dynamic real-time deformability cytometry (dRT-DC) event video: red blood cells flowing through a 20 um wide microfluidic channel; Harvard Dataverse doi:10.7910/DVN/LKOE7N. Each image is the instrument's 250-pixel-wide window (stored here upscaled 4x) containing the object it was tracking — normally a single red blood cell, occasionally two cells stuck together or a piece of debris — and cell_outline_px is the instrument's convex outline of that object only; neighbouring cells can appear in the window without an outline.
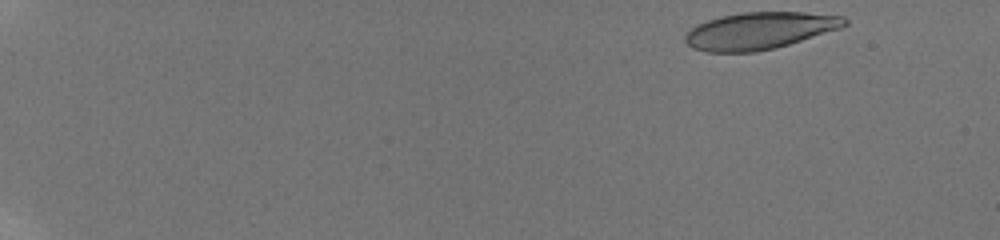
{"species": "human", "species_latin": "Homo sapiens", "temperature_condition": "room temperature", "stored_images_in_passage": 52, "camera_frame_rate_fps": 3000, "um_per_image_px": 0.085, "donor": {"sex": "male"}, "frame": {"image": 1, "passage_image": 1, "time_ms": 0.0, "image_size_px": [1000, 240], "cell_outline_px": [[848, 24], [840, 28], [788, 44], [756, 52], [708, 52], [692, 48], [684, 40], [684, 36], [696, 24], [720, 16], [744, 12], [804, 12], [844, 16], [848, 20]], "centroid_in_image_um": [64.55, 2.6], "position_along_channel_um": 20.4, "area_um2": 34.22}}
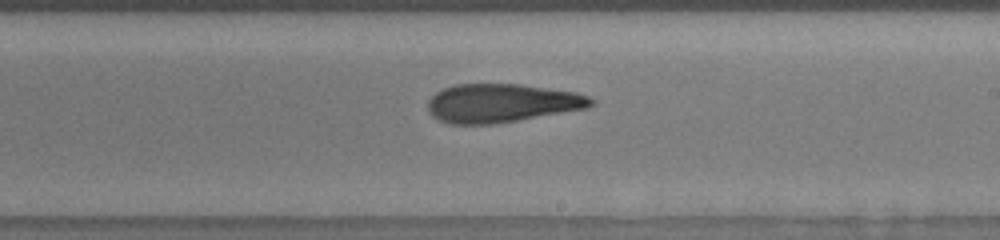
{"frame": {"image": 2, "passage_image": 33, "time_ms": 10.667, "image_size_px": [1000, 240], "cell_outline_px": [[596, 104], [588, 108], [492, 124], [448, 124], [432, 116], [428, 112], [428, 100], [436, 92], [444, 88], [456, 84], [520, 84], [576, 92], [588, 96], [596, 100]], "centroid_in_image_um": [42.65, 8.76], "position_along_channel_um": 246.4, "area_um2": 36.7}}
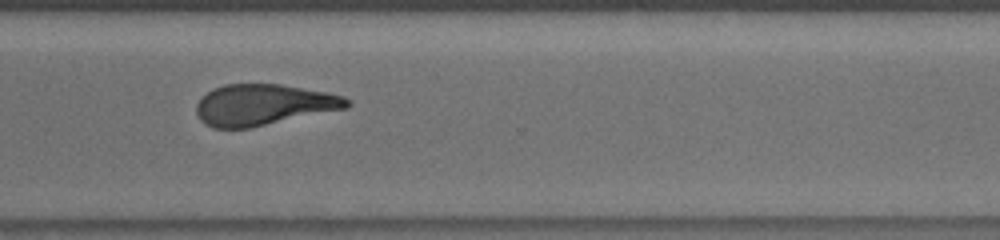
{"frame": {"image": 3, "passage_image": 41, "time_ms": 13.333, "image_size_px": [1000, 240], "cell_outline_px": [[352, 104], [348, 108], [248, 128], [212, 128], [204, 124], [200, 120], [196, 112], [196, 104], [212, 88], [224, 84], [280, 84], [328, 92], [344, 96], [352, 100]], "centroid_in_image_um": [22.42, 8.9], "position_along_channel_um": 348.2, "area_um2": 36.18}, "authors_computed_cell_mechanics": {"area_um2": 36.0961, "velocity_mm_per_s": 3.8238, "shape_relaxation_time_tau1_ms": 7.2606, "shape_relaxation_time_tau2_ms": 3.6388, "deformation_change_tau1": 0.2288, "deformation_change_tau2": 0.1252}}